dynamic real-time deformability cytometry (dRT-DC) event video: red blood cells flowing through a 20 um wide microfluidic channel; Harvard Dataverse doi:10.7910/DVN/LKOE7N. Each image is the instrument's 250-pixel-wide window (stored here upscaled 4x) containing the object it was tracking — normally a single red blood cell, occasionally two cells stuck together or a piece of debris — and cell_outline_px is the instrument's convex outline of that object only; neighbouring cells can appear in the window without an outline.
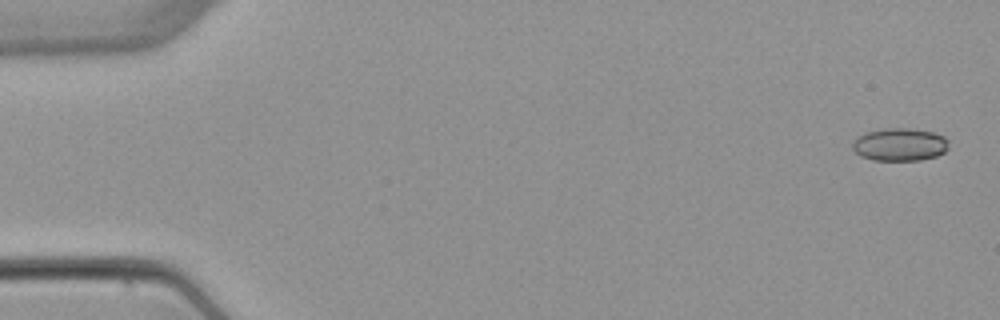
{"species": "common noctule bat (a hibernating species)", "species_latin": "Nyctalus noctula", "temperature_condition": "warm", "stored_images_in_passage": 4, "camera_frame_rate_fps": 3000, "um_per_image_px": 0.085, "animal": {"sex": "female", "body_mass_g": 22.7, "forearm_length_mm": 54.2}, "frame": {"image": 1, "passage_image": 1, "time_ms": 0.0, "image_size_px": [1000, 320], "cell_outline_px": [[948, 148], [944, 152], [936, 156], [920, 160], [872, 160], [860, 156], [852, 148], [852, 144], [860, 136], [868, 132], [884, 128], [912, 128], [932, 132], [944, 136], [948, 140]], "centroid_in_image_um": [76.51, 12.29], "position_along_channel_um": 8.5, "area_um2": 18.32}}
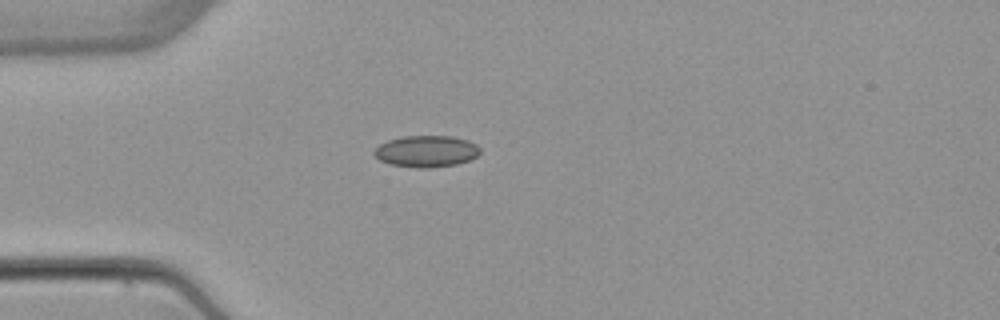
{"frame": {"image": 2, "passage_image": 4, "time_ms": 4.333, "image_size_px": [1000, 320], "cell_outline_px": [[480, 152], [476, 156], [468, 160], [456, 164], [428, 168], [420, 168], [392, 164], [380, 160], [372, 152], [380, 144], [388, 140], [404, 136], [452, 136], [468, 140], [476, 144], [480, 148]], "centroid_in_image_um": [36.25, 12.85], "position_along_channel_um": 48.8, "area_um2": 19.31}}